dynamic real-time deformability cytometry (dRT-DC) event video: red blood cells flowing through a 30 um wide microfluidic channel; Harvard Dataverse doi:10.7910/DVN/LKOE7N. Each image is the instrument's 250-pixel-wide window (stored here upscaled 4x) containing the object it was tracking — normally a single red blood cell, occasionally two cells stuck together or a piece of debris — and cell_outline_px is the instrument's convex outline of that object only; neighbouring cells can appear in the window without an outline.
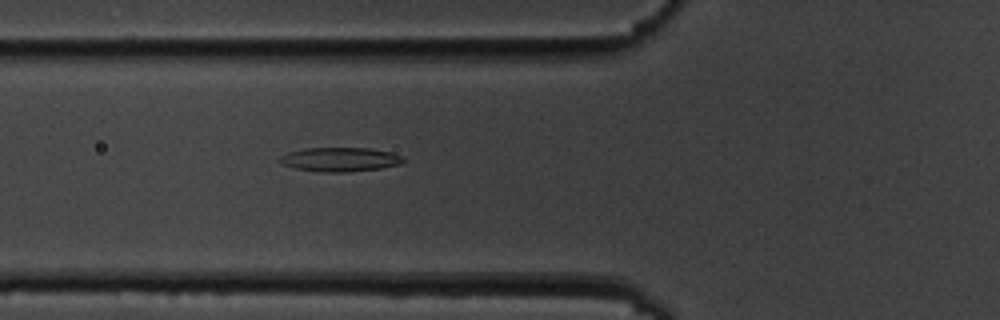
{"species": "common noctule bat (a hibernating species)", "species_latin": "Nyctalus noctula", "temperature_condition": "cold", "stored_images_in_passage": 4, "camera_frame_rate_fps": 3000, "um_per_image_px": 0.085, "animal": {"sex": "male", "body_mass_g": 19.5, "forearm_length_mm": 54.6}, "frame": {"image": 1, "passage_image": 4, "time_ms": 3.333, "image_size_px": [1000, 320], "cell_outline_px": [[404, 160], [400, 164], [380, 168], [348, 172], [320, 172], [296, 168], [280, 164], [280, 156], [288, 152], [304, 148], [368, 148], [388, 152], [400, 156]], "centroid_in_image_um": [28.84, 13.55], "position_along_channel_um": 97.0, "area_um2": 17.17}}